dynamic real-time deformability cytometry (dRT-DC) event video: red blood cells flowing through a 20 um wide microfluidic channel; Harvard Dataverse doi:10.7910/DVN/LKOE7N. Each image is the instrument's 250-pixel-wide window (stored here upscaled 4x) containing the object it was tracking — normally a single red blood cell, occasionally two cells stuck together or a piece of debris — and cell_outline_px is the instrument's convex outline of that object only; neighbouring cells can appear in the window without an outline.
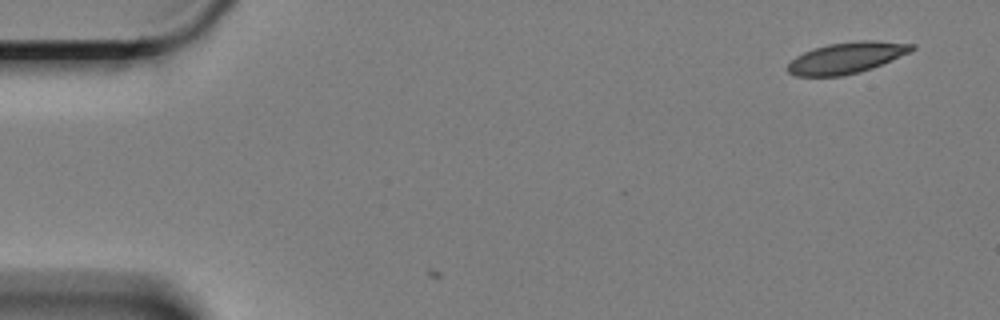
{"species": "Egyptian fruit bat (a non-hibernating species)", "species_latin": "Rousettus aegyptiacus", "temperature_condition": "cold", "stored_images_in_passage": 4, "camera_frame_rate_fps": 3000, "um_per_image_px": 0.085, "animal": {"sex": "female"}, "frame": {"image": 1, "passage_image": 1, "time_ms": 0.0, "image_size_px": [1000, 320], "cell_outline_px": [[916, 48], [908, 52], [872, 68], [860, 72], [840, 76], [796, 76], [788, 72], [788, 64], [796, 56], [812, 48], [828, 44], [856, 40], [872, 40], [916, 44]], "centroid_in_image_um": [71.94, 4.9], "position_along_channel_um": 13.1, "area_um2": 22.43}}